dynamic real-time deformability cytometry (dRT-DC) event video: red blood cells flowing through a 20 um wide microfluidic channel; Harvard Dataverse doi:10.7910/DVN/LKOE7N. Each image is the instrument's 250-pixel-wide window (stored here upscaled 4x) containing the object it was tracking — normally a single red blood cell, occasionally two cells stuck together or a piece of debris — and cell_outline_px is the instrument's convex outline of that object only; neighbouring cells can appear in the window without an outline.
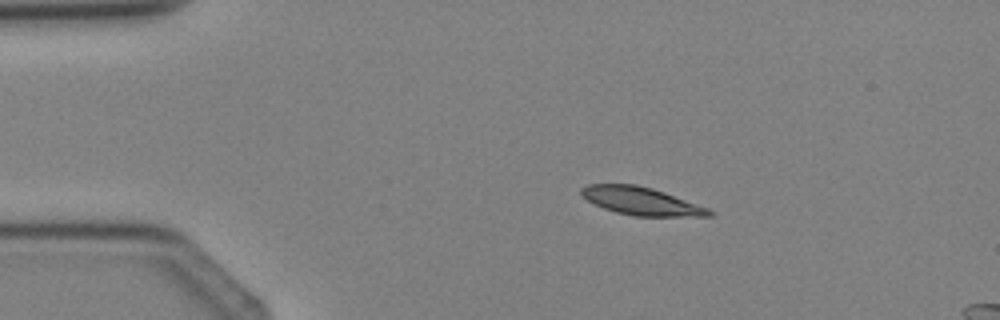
{"species": "Egyptian fruit bat (a non-hibernating species)", "species_latin": "Rousettus aegyptiacus", "temperature_condition": "cold", "stored_images_in_passage": 5, "camera_frame_rate_fps": 3000, "um_per_image_px": 0.085, "animal": {"sex": "female"}, "frame": {"image": 1, "passage_image": 3, "time_ms": 2.333, "image_size_px": [1000, 320], "cell_outline_px": [[716, 212], [712, 216], [636, 216], [616, 212], [604, 208], [580, 196], [580, 188], [588, 184], [636, 184], [652, 188], [664, 192], [708, 208]], "centroid_in_image_um": [54.5, 17.09], "position_along_channel_um": 30.5, "area_um2": 20.69}}